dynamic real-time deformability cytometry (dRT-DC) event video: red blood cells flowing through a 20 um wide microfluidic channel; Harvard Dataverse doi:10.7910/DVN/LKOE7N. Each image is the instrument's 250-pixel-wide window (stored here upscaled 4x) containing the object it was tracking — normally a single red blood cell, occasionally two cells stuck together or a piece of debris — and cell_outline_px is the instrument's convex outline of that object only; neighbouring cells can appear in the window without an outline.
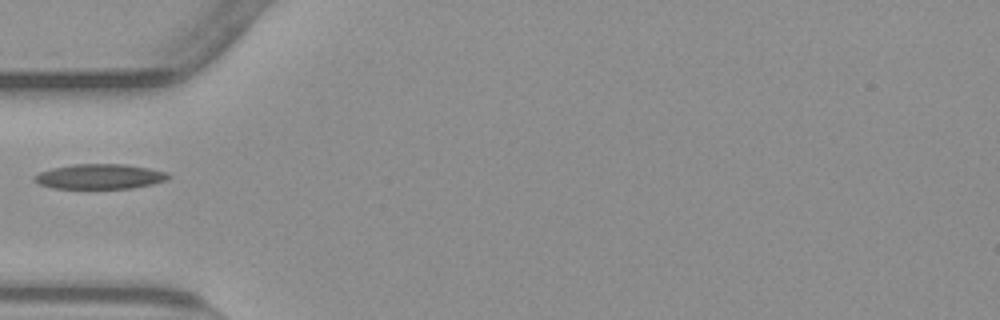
{"species": "common noctule bat (a hibernating species)", "species_latin": "Nyctalus noctula", "temperature_condition": "warm", "stored_images_in_passage": 10, "camera_frame_rate_fps": 3000, "um_per_image_px": 0.085, "animal": {"sex": "male", "body_mass_g": 23.1, "forearm_length_mm": 52.7}, "frame": {"image": 1, "passage_image": 1, "time_ms": 0.0, "image_size_px": [1000, 320], "cell_outline_px": [[172, 176], [164, 180], [152, 184], [132, 188], [52, 188], [40, 184], [32, 180], [32, 176], [40, 172], [52, 168], [72, 164], [124, 164], [148, 168], [168, 172]], "centroid_in_image_um": [8.45, 15.0], "position_along_channel_um": 76.5, "area_um2": 19.48}}